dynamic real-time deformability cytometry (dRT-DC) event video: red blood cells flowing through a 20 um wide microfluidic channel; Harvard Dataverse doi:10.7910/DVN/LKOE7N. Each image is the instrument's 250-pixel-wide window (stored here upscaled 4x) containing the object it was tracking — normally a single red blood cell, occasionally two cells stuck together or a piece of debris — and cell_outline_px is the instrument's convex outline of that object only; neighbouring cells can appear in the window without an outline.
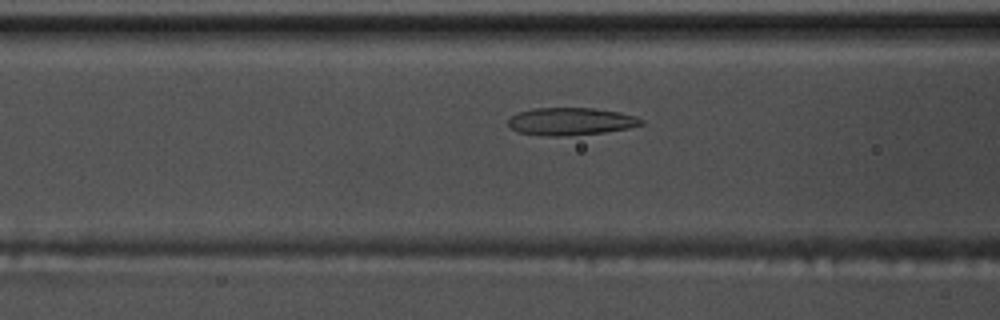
{"species": "common noctule bat (a hibernating species)", "species_latin": "Nyctalus noctula", "temperature_condition": "warm", "stored_images_in_passage": 49, "segment_of_instrument_passage": [1, 2], "camera_frame_rate_fps": 3000, "um_per_image_px": 0.085, "animal": {"sex": "male", "body_mass_g": 17.5, "forearm_length_mm": 52.3}, "frame": {"image": 1, "passage_image": 15, "time_ms": 4.667, "image_size_px": [1000, 320], "cell_outline_px": [[644, 124], [628, 128], [604, 132], [568, 136], [548, 136], [516, 132], [508, 124], [508, 120], [516, 112], [536, 108], [596, 108], [620, 112], [636, 116], [644, 120]], "centroid_in_image_um": [48.53, 10.32], "position_along_channel_um": 118.1, "area_um2": 21.5}}
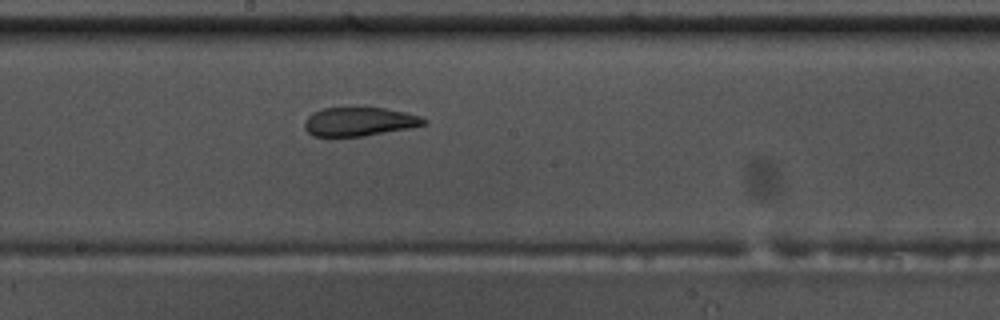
{"frame": {"image": 2, "passage_image": 23, "time_ms": 7.333, "image_size_px": [1000, 320], "cell_outline_px": [[428, 124], [408, 128], [364, 136], [312, 136], [304, 128], [304, 120], [312, 112], [324, 108], [384, 108], [408, 112], [420, 116], [428, 120]], "centroid_in_image_um": [30.55, 10.34], "position_along_channel_um": 217.6, "area_um2": 20.06}}
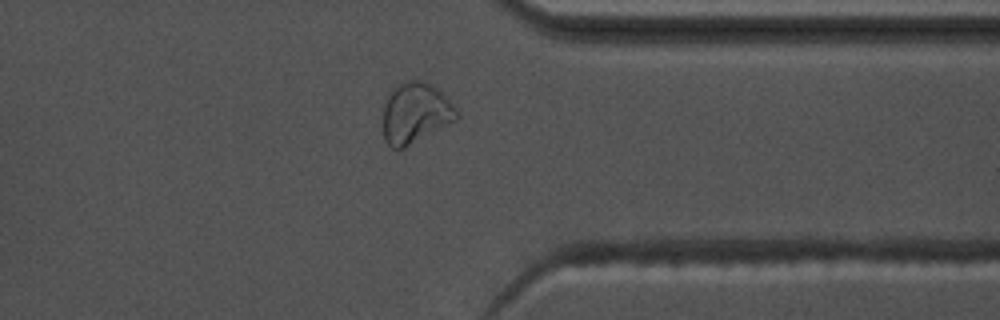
{"frame": {"image": 3, "passage_image": 36, "time_ms": 11.667, "image_size_px": [1000, 320], "cell_outline_px": [[460, 116], [456, 120], [404, 148], [392, 148], [384, 140], [384, 104], [392, 88], [408, 80], [428, 80], [460, 112]], "centroid_in_image_um": [35.32, 9.59], "position_along_channel_um": 376.1, "area_um2": 25.89}}